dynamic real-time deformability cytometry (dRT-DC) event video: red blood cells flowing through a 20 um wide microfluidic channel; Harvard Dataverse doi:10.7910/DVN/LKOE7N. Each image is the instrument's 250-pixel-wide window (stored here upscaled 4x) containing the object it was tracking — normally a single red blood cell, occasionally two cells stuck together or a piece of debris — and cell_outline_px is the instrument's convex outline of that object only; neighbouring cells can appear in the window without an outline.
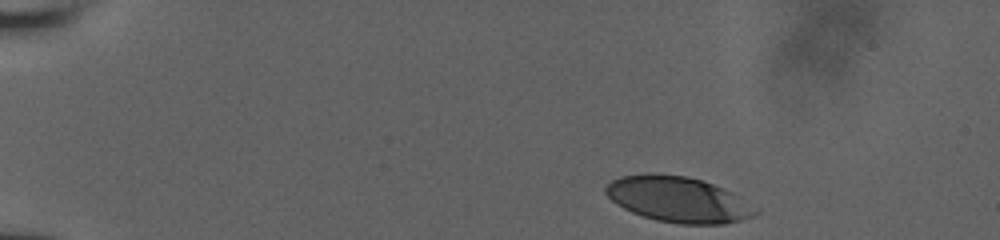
{"species": "human", "species_latin": "Homo sapiens", "temperature_condition": "room temperature", "stored_images_in_passage": 40, "camera_frame_rate_fps": 3000, "um_per_image_px": 0.085, "donor": {"sex": "male"}, "frame": {"image": 1, "passage_image": 1, "time_ms": 0.0, "image_size_px": [1000, 240], "cell_outline_px": [[760, 212], [752, 216], [740, 220], [724, 224], [680, 224], [656, 220], [632, 212], [616, 204], [604, 192], [604, 188], [612, 180], [620, 176], [648, 172], [652, 172], [688, 176], [724, 188], [732, 192], [760, 208]], "centroid_in_image_um": [57.66, 16.94], "position_along_channel_um": 27.3, "area_um2": 40.17}}
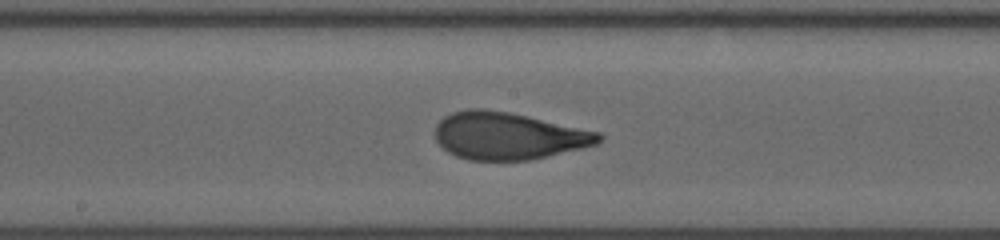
{"frame": {"image": 2, "passage_image": 23, "time_ms": 7.333, "image_size_px": [1000, 240], "cell_outline_px": [[604, 136], [596, 144], [548, 156], [528, 160], [468, 160], [456, 156], [448, 152], [436, 140], [436, 124], [444, 116], [452, 112], [468, 108], [484, 108], [508, 112], [600, 132]], "centroid_in_image_um": [43.17, 11.54], "position_along_channel_um": 205.0, "area_um2": 44.8}}
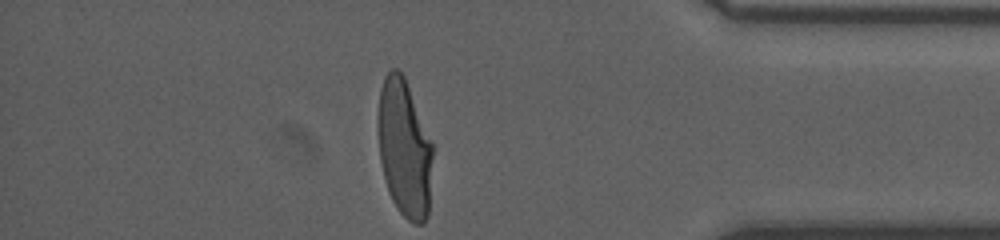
{"frame": {"image": 3, "passage_image": 40, "time_ms": 13.0, "image_size_px": [1000, 240], "cell_outline_px": [[432, 156], [428, 216], [424, 224], [412, 224], [396, 208], [388, 192], [380, 160], [376, 124], [376, 116], [380, 88], [384, 76], [392, 68], [396, 68], [404, 76], [432, 140]], "centroid_in_image_um": [34.35, 12.59], "position_along_channel_um": 400.9, "area_um2": 44.51}, "authors_computed_cell_mechanics": {"area_um2": 43.9569, "velocity_mm_per_s": 3.8989, "shape_relaxation_time_tau1_ms": 4.6711, "shape_relaxation_time_tau2_ms": 0.7094, "deformation_change_tau1": 0.2142, "deformation_change_tau2": 0.0732}}